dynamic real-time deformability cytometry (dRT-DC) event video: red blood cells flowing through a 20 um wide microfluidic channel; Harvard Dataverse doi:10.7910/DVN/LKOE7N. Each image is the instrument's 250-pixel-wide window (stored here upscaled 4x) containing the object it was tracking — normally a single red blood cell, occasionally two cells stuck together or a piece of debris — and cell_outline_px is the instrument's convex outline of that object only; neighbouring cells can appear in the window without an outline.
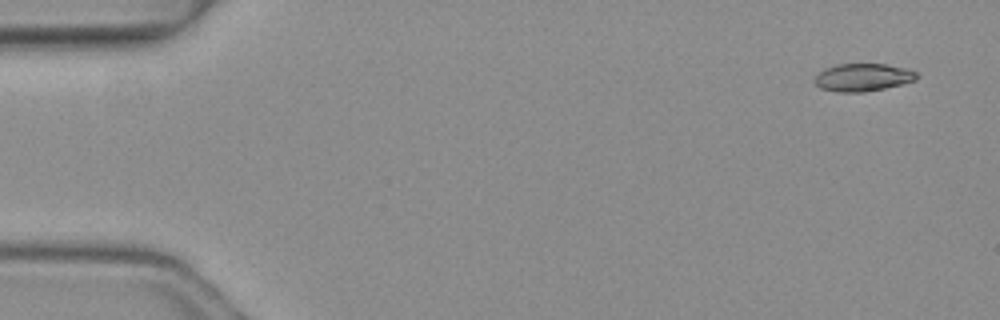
{"species": "common noctule bat (a hibernating species)", "species_latin": "Nyctalus noctula", "temperature_condition": "warm", "stored_images_in_passage": 5, "camera_frame_rate_fps": 3000, "um_per_image_px": 0.085, "animal": {"sex": "female", "body_mass_g": 19.3, "forearm_length_mm": 54.1}, "frame": {"image": 1, "passage_image": 1, "time_ms": 0.0, "image_size_px": [1000, 320], "cell_outline_px": [[920, 76], [916, 80], [884, 88], [864, 92], [840, 92], [820, 88], [812, 80], [824, 68], [836, 64], [884, 64], [904, 68], [916, 72]], "centroid_in_image_um": [73.32, 6.57], "position_along_channel_um": 11.7, "area_um2": 16.42}}
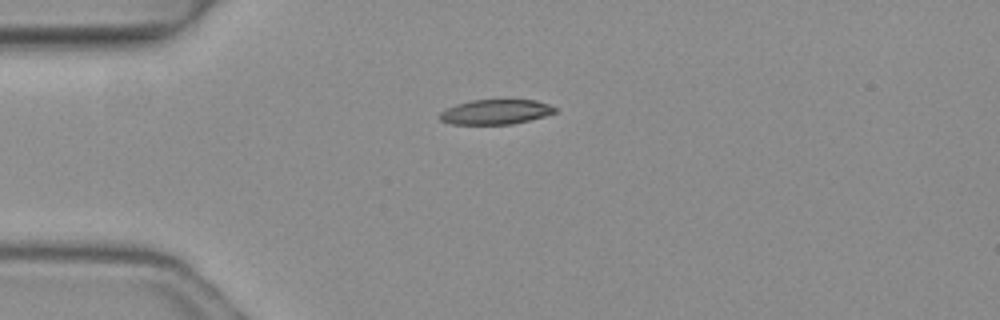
{"frame": {"image": 2, "passage_image": 4, "time_ms": 1.0, "image_size_px": [1000, 320], "cell_outline_px": [[556, 112], [544, 116], [512, 124], [452, 124], [440, 120], [436, 116], [440, 112], [456, 104], [472, 100], [536, 100], [548, 104], [556, 108]], "centroid_in_image_um": [42.09, 9.51], "position_along_channel_um": 42.9, "area_um2": 16.59}}
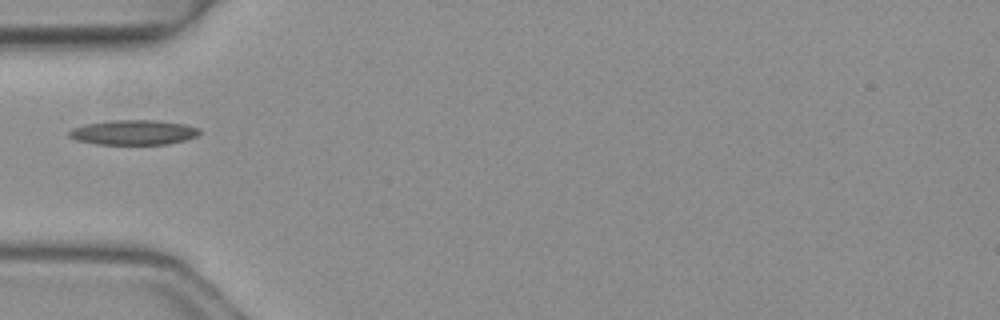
{"frame": {"image": 3, "passage_image": 5, "time_ms": 1.333, "image_size_px": [1000, 320], "cell_outline_px": [[200, 132], [196, 136], [184, 140], [168, 144], [96, 144], [76, 140], [68, 136], [68, 132], [72, 128], [88, 124], [108, 120], [156, 120], [184, 124], [200, 128]], "centroid_in_image_um": [11.34, 11.25], "position_along_channel_um": 73.7, "area_um2": 18.84}}